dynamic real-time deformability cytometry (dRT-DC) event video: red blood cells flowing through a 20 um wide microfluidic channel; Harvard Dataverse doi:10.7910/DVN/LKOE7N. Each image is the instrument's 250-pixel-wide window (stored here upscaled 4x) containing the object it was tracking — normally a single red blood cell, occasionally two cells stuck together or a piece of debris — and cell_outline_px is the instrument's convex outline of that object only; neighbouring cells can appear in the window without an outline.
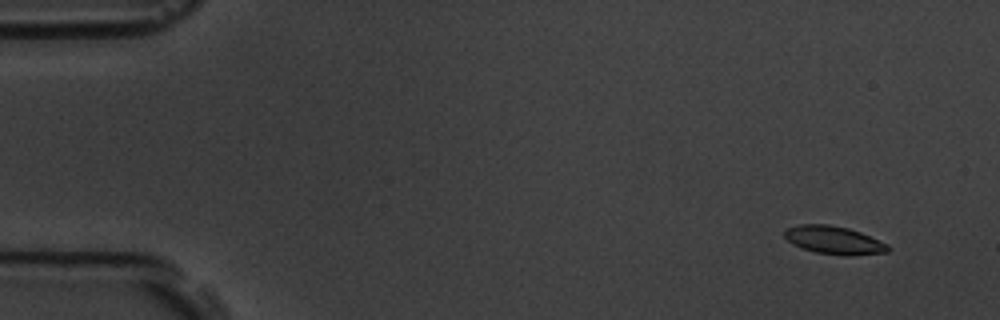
{"species": "common noctule bat (a hibernating species)", "species_latin": "Nyctalus noctula", "temperature_condition": "room temperature", "stored_images_in_passage": 6, "camera_frame_rate_fps": 3000, "um_per_image_px": 0.085, "animal": {"sex": "male", "body_mass_g": 19.5, "forearm_length_mm": 54.6}, "frame": {"image": 1, "passage_image": 2, "time_ms": 1.333, "image_size_px": [1000, 320], "cell_outline_px": [[892, 248], [888, 252], [852, 256], [844, 256], [816, 252], [792, 244], [784, 236], [784, 232], [788, 228], [800, 224], [828, 224], [848, 228], [860, 232], [888, 244]], "centroid_in_image_um": [70.93, 20.42], "position_along_channel_um": 14.1, "area_um2": 16.94}}
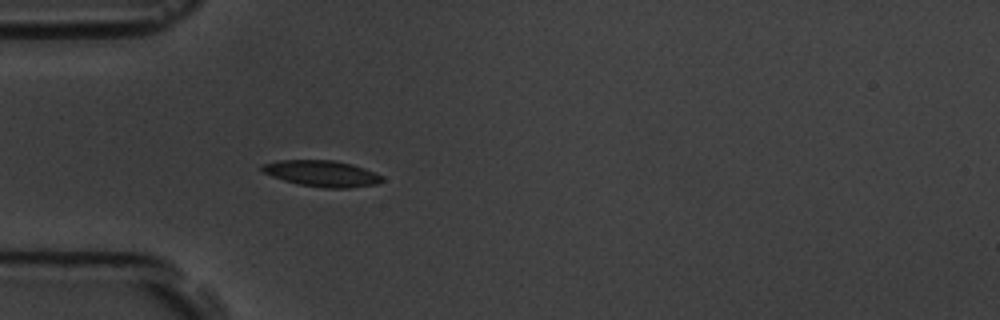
{"frame": {"image": 2, "passage_image": 6, "time_ms": 5.667, "image_size_px": [1000, 320], "cell_outline_px": [[384, 180], [376, 184], [348, 188], [324, 188], [300, 184], [284, 180], [272, 176], [264, 172], [260, 168], [260, 164], [276, 160], [332, 160], [352, 164], [364, 168], [380, 176]], "centroid_in_image_um": [27.31, 14.74], "position_along_channel_um": 57.7, "area_um2": 18.15}}